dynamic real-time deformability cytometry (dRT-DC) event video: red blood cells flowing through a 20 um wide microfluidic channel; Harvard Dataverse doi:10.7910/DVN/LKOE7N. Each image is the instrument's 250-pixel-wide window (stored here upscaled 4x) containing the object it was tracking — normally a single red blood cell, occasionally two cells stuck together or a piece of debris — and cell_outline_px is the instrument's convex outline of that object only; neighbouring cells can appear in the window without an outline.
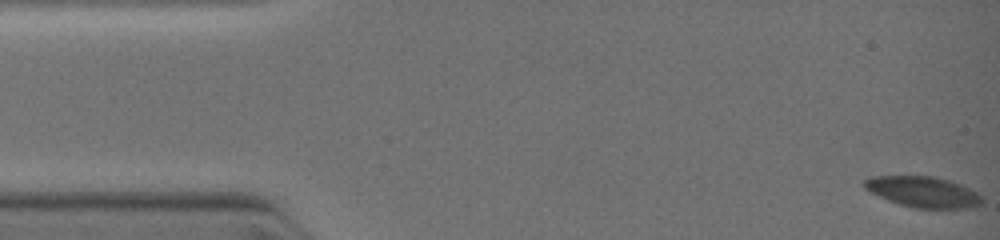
{"species": "common noctule bat (a hibernating species)", "species_latin": "Nyctalus noctula", "temperature_condition": "warm", "stored_images_in_passage": 42, "camera_frame_rate_fps": 3000, "um_per_image_px": 0.085, "animal": {"sex": "female", "body_mass_g": 19.0, "forearm_length_mm": 51.5}, "frame": {"image": 1, "passage_image": 1, "time_ms": 0.0, "image_size_px": [1000, 240], "cell_outline_px": [[984, 204], [976, 208], [912, 208], [888, 200], [864, 188], [864, 180], [876, 176], [928, 176], [948, 180], [980, 196]], "centroid_in_image_um": [78.45, 16.33], "position_along_channel_um": 6.6, "area_um2": 20.58}}
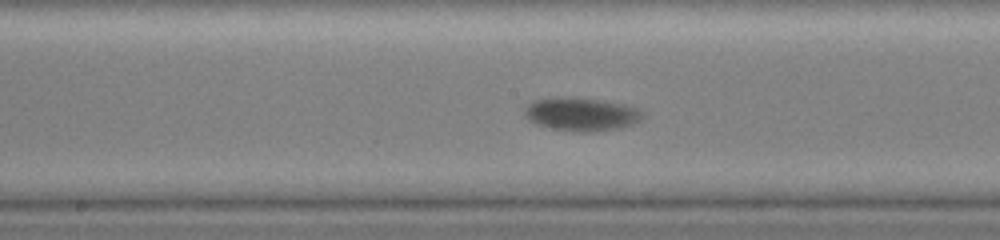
{"frame": {"image": 2, "passage_image": 26, "time_ms": 6.667, "image_size_px": [1000, 240], "cell_outline_px": [[640, 120], [632, 124], [620, 128], [592, 132], [576, 132], [552, 128], [536, 124], [528, 120], [524, 116], [524, 108], [532, 100], [556, 96], [572, 96], [624, 104], [636, 108], [640, 112]], "centroid_in_image_um": [49.32, 9.69], "position_along_channel_um": 198.9, "area_um2": 23.06}}
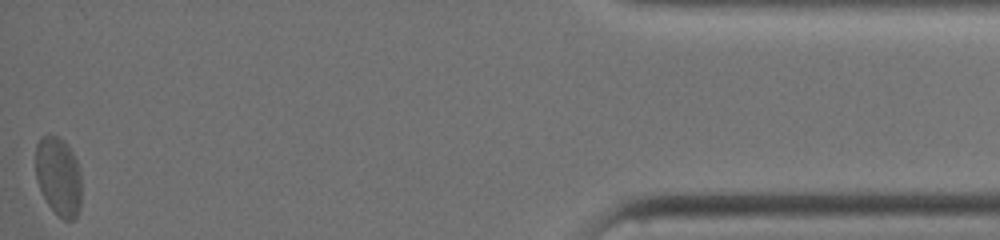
{"frame": {"image": 3, "passage_image": 42, "time_ms": 13.333, "image_size_px": [1000, 240], "cell_outline_px": [[80, 208], [76, 216], [72, 220], [64, 220], [48, 204], [40, 188], [36, 176], [36, 144], [40, 136], [48, 132], [60, 136], [68, 144], [80, 168]], "centroid_in_image_um": [4.97, 14.9], "position_along_channel_um": 430.2, "area_um2": 21.21}}